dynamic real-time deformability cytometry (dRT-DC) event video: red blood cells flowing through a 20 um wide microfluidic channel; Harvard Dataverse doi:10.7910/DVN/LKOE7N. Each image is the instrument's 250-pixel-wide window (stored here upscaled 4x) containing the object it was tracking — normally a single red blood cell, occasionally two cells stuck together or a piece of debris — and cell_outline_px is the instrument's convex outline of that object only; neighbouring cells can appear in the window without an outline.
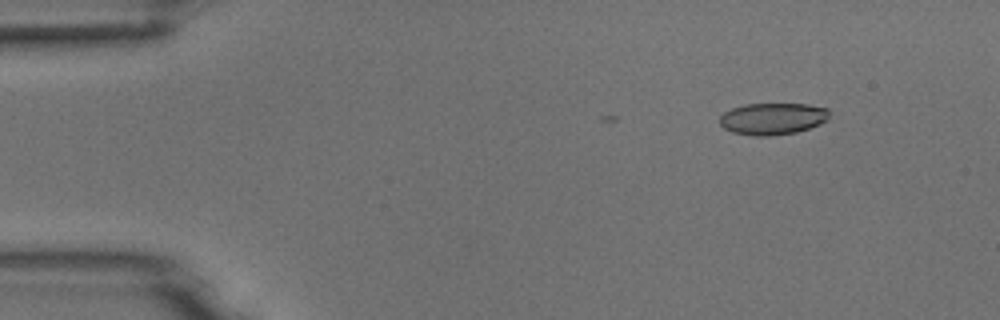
{"species": "common noctule bat (a hibernating species)", "species_latin": "Nyctalus noctula", "temperature_condition": "room temperature", "stored_images_in_passage": 4, "camera_frame_rate_fps": 3000, "um_per_image_px": 0.085, "animal": {"sex": "male", "body_mass_g": 18.8}, "frame": {"image": 1, "passage_image": 4, "time_ms": 1.0, "image_size_px": [1000, 320], "cell_outline_px": [[828, 120], [820, 124], [796, 132], [768, 136], [752, 136], [732, 132], [724, 128], [720, 124], [720, 116], [724, 112], [732, 108], [744, 104], [808, 104], [828, 108]], "centroid_in_image_um": [65.66, 10.09], "position_along_channel_um": 19.3, "area_um2": 20.35}}